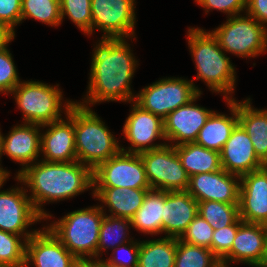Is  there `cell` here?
Wrapping results in <instances>:
<instances>
[{"mask_svg": "<svg viewBox=\"0 0 267 267\" xmlns=\"http://www.w3.org/2000/svg\"><path fill=\"white\" fill-rule=\"evenodd\" d=\"M198 214L215 230L234 224L239 218V204L217 201L198 202Z\"/></svg>", "mask_w": 267, "mask_h": 267, "instance_id": "cell-31", "label": "cell"}, {"mask_svg": "<svg viewBox=\"0 0 267 267\" xmlns=\"http://www.w3.org/2000/svg\"><path fill=\"white\" fill-rule=\"evenodd\" d=\"M164 205L165 191L148 190L142 206L131 219V227L145 234H162Z\"/></svg>", "mask_w": 267, "mask_h": 267, "instance_id": "cell-26", "label": "cell"}, {"mask_svg": "<svg viewBox=\"0 0 267 267\" xmlns=\"http://www.w3.org/2000/svg\"><path fill=\"white\" fill-rule=\"evenodd\" d=\"M0 184V188L3 183ZM23 187L0 191V230L21 235L28 240L38 230L28 231L29 225L44 218L34 208L30 197Z\"/></svg>", "mask_w": 267, "mask_h": 267, "instance_id": "cell-12", "label": "cell"}, {"mask_svg": "<svg viewBox=\"0 0 267 267\" xmlns=\"http://www.w3.org/2000/svg\"><path fill=\"white\" fill-rule=\"evenodd\" d=\"M115 187L151 189L139 154L120 151L93 170V188Z\"/></svg>", "mask_w": 267, "mask_h": 267, "instance_id": "cell-10", "label": "cell"}, {"mask_svg": "<svg viewBox=\"0 0 267 267\" xmlns=\"http://www.w3.org/2000/svg\"><path fill=\"white\" fill-rule=\"evenodd\" d=\"M246 13L265 26L267 23V0H246Z\"/></svg>", "mask_w": 267, "mask_h": 267, "instance_id": "cell-41", "label": "cell"}, {"mask_svg": "<svg viewBox=\"0 0 267 267\" xmlns=\"http://www.w3.org/2000/svg\"><path fill=\"white\" fill-rule=\"evenodd\" d=\"M40 127L39 124L23 123L14 126L7 136L2 137V154L22 165L17 175L35 160L38 161L41 152Z\"/></svg>", "mask_w": 267, "mask_h": 267, "instance_id": "cell-21", "label": "cell"}, {"mask_svg": "<svg viewBox=\"0 0 267 267\" xmlns=\"http://www.w3.org/2000/svg\"><path fill=\"white\" fill-rule=\"evenodd\" d=\"M187 38L198 71L196 79L203 80L212 92L225 94L226 101L232 100L231 92H234L236 82L235 68L216 38L211 32L194 27L188 29Z\"/></svg>", "mask_w": 267, "mask_h": 267, "instance_id": "cell-4", "label": "cell"}, {"mask_svg": "<svg viewBox=\"0 0 267 267\" xmlns=\"http://www.w3.org/2000/svg\"><path fill=\"white\" fill-rule=\"evenodd\" d=\"M61 18L67 15L84 34H92L91 0H60Z\"/></svg>", "mask_w": 267, "mask_h": 267, "instance_id": "cell-34", "label": "cell"}, {"mask_svg": "<svg viewBox=\"0 0 267 267\" xmlns=\"http://www.w3.org/2000/svg\"><path fill=\"white\" fill-rule=\"evenodd\" d=\"M262 265L267 267V247H266V255H265V258H264Z\"/></svg>", "mask_w": 267, "mask_h": 267, "instance_id": "cell-46", "label": "cell"}, {"mask_svg": "<svg viewBox=\"0 0 267 267\" xmlns=\"http://www.w3.org/2000/svg\"><path fill=\"white\" fill-rule=\"evenodd\" d=\"M2 137H3V135L1 134V132H0V160H1V157H2ZM0 166H1V164H0ZM0 171L7 177V178H9V176H10V174H9V172L7 171V170H5V169H3L2 168V166L0 167Z\"/></svg>", "mask_w": 267, "mask_h": 267, "instance_id": "cell-44", "label": "cell"}, {"mask_svg": "<svg viewBox=\"0 0 267 267\" xmlns=\"http://www.w3.org/2000/svg\"><path fill=\"white\" fill-rule=\"evenodd\" d=\"M239 216L246 223L267 225V165L240 177Z\"/></svg>", "mask_w": 267, "mask_h": 267, "instance_id": "cell-15", "label": "cell"}, {"mask_svg": "<svg viewBox=\"0 0 267 267\" xmlns=\"http://www.w3.org/2000/svg\"><path fill=\"white\" fill-rule=\"evenodd\" d=\"M20 82L10 51L7 47L0 50V93H11Z\"/></svg>", "mask_w": 267, "mask_h": 267, "instance_id": "cell-36", "label": "cell"}, {"mask_svg": "<svg viewBox=\"0 0 267 267\" xmlns=\"http://www.w3.org/2000/svg\"><path fill=\"white\" fill-rule=\"evenodd\" d=\"M174 267H221L209 248L191 245L177 238Z\"/></svg>", "mask_w": 267, "mask_h": 267, "instance_id": "cell-30", "label": "cell"}, {"mask_svg": "<svg viewBox=\"0 0 267 267\" xmlns=\"http://www.w3.org/2000/svg\"><path fill=\"white\" fill-rule=\"evenodd\" d=\"M21 4L22 0H0V22L13 31L21 22Z\"/></svg>", "mask_w": 267, "mask_h": 267, "instance_id": "cell-40", "label": "cell"}, {"mask_svg": "<svg viewBox=\"0 0 267 267\" xmlns=\"http://www.w3.org/2000/svg\"><path fill=\"white\" fill-rule=\"evenodd\" d=\"M240 176L224 169L189 177L187 192L197 201L239 204Z\"/></svg>", "mask_w": 267, "mask_h": 267, "instance_id": "cell-14", "label": "cell"}, {"mask_svg": "<svg viewBox=\"0 0 267 267\" xmlns=\"http://www.w3.org/2000/svg\"><path fill=\"white\" fill-rule=\"evenodd\" d=\"M200 95L198 94L187 105L180 106L163 119L165 138L173 143L176 141L174 146L195 142L200 129L214 112L193 103Z\"/></svg>", "mask_w": 267, "mask_h": 267, "instance_id": "cell-18", "label": "cell"}, {"mask_svg": "<svg viewBox=\"0 0 267 267\" xmlns=\"http://www.w3.org/2000/svg\"><path fill=\"white\" fill-rule=\"evenodd\" d=\"M94 48L88 95L84 102L77 103L88 108L89 104L103 101H134L130 84L137 60L127 41L124 38H101Z\"/></svg>", "mask_w": 267, "mask_h": 267, "instance_id": "cell-1", "label": "cell"}, {"mask_svg": "<svg viewBox=\"0 0 267 267\" xmlns=\"http://www.w3.org/2000/svg\"><path fill=\"white\" fill-rule=\"evenodd\" d=\"M266 247L267 225L243 222L237 230L231 250L220 260L221 267H229V262L262 266Z\"/></svg>", "mask_w": 267, "mask_h": 267, "instance_id": "cell-16", "label": "cell"}, {"mask_svg": "<svg viewBox=\"0 0 267 267\" xmlns=\"http://www.w3.org/2000/svg\"><path fill=\"white\" fill-rule=\"evenodd\" d=\"M232 117L225 114L213 112L205 125L200 129L196 144L207 149L221 152L224 144L238 124V102L234 98L227 100Z\"/></svg>", "mask_w": 267, "mask_h": 267, "instance_id": "cell-23", "label": "cell"}, {"mask_svg": "<svg viewBox=\"0 0 267 267\" xmlns=\"http://www.w3.org/2000/svg\"><path fill=\"white\" fill-rule=\"evenodd\" d=\"M103 208L93 206L75 210L47 228L79 261L94 260L97 258L100 227L105 215Z\"/></svg>", "mask_w": 267, "mask_h": 267, "instance_id": "cell-5", "label": "cell"}, {"mask_svg": "<svg viewBox=\"0 0 267 267\" xmlns=\"http://www.w3.org/2000/svg\"><path fill=\"white\" fill-rule=\"evenodd\" d=\"M65 103L64 114L74 122L77 161L94 170L121 151L119 142L90 107L68 100Z\"/></svg>", "mask_w": 267, "mask_h": 267, "instance_id": "cell-3", "label": "cell"}, {"mask_svg": "<svg viewBox=\"0 0 267 267\" xmlns=\"http://www.w3.org/2000/svg\"><path fill=\"white\" fill-rule=\"evenodd\" d=\"M21 239L0 230V267H25L26 240Z\"/></svg>", "mask_w": 267, "mask_h": 267, "instance_id": "cell-33", "label": "cell"}, {"mask_svg": "<svg viewBox=\"0 0 267 267\" xmlns=\"http://www.w3.org/2000/svg\"><path fill=\"white\" fill-rule=\"evenodd\" d=\"M7 179V177L0 171V184Z\"/></svg>", "mask_w": 267, "mask_h": 267, "instance_id": "cell-45", "label": "cell"}, {"mask_svg": "<svg viewBox=\"0 0 267 267\" xmlns=\"http://www.w3.org/2000/svg\"><path fill=\"white\" fill-rule=\"evenodd\" d=\"M144 163L151 189L162 191H185L189 176L181 164L173 144L139 153Z\"/></svg>", "mask_w": 267, "mask_h": 267, "instance_id": "cell-9", "label": "cell"}, {"mask_svg": "<svg viewBox=\"0 0 267 267\" xmlns=\"http://www.w3.org/2000/svg\"><path fill=\"white\" fill-rule=\"evenodd\" d=\"M174 147L189 177L222 170L220 152L218 151L207 149L195 142Z\"/></svg>", "mask_w": 267, "mask_h": 267, "instance_id": "cell-27", "label": "cell"}, {"mask_svg": "<svg viewBox=\"0 0 267 267\" xmlns=\"http://www.w3.org/2000/svg\"><path fill=\"white\" fill-rule=\"evenodd\" d=\"M243 221L239 218L234 224L215 229L212 237V253L221 260L232 248L237 230Z\"/></svg>", "mask_w": 267, "mask_h": 267, "instance_id": "cell-37", "label": "cell"}, {"mask_svg": "<svg viewBox=\"0 0 267 267\" xmlns=\"http://www.w3.org/2000/svg\"><path fill=\"white\" fill-rule=\"evenodd\" d=\"M198 94L202 93L195 87L193 80L168 77L141 89L134 102L143 110L164 119L180 106L187 105Z\"/></svg>", "mask_w": 267, "mask_h": 267, "instance_id": "cell-8", "label": "cell"}, {"mask_svg": "<svg viewBox=\"0 0 267 267\" xmlns=\"http://www.w3.org/2000/svg\"><path fill=\"white\" fill-rule=\"evenodd\" d=\"M220 158L222 169L240 177L265 166L255 154L249 135L239 123L224 144Z\"/></svg>", "mask_w": 267, "mask_h": 267, "instance_id": "cell-19", "label": "cell"}, {"mask_svg": "<svg viewBox=\"0 0 267 267\" xmlns=\"http://www.w3.org/2000/svg\"><path fill=\"white\" fill-rule=\"evenodd\" d=\"M120 251H124L128 255V260L123 257H117L116 254L121 253ZM139 251L140 241L132 240L113 249L112 257L107 258V261H102L110 267H138Z\"/></svg>", "mask_w": 267, "mask_h": 267, "instance_id": "cell-38", "label": "cell"}, {"mask_svg": "<svg viewBox=\"0 0 267 267\" xmlns=\"http://www.w3.org/2000/svg\"><path fill=\"white\" fill-rule=\"evenodd\" d=\"M40 81H21L10 94L15 96L24 123L44 125L61 120L62 92ZM57 87V88H56Z\"/></svg>", "mask_w": 267, "mask_h": 267, "instance_id": "cell-7", "label": "cell"}, {"mask_svg": "<svg viewBox=\"0 0 267 267\" xmlns=\"http://www.w3.org/2000/svg\"><path fill=\"white\" fill-rule=\"evenodd\" d=\"M75 267H104L102 259L79 261Z\"/></svg>", "mask_w": 267, "mask_h": 267, "instance_id": "cell-43", "label": "cell"}, {"mask_svg": "<svg viewBox=\"0 0 267 267\" xmlns=\"http://www.w3.org/2000/svg\"><path fill=\"white\" fill-rule=\"evenodd\" d=\"M27 18L49 26H59L62 22L60 0H22L21 21Z\"/></svg>", "mask_w": 267, "mask_h": 267, "instance_id": "cell-32", "label": "cell"}, {"mask_svg": "<svg viewBox=\"0 0 267 267\" xmlns=\"http://www.w3.org/2000/svg\"><path fill=\"white\" fill-rule=\"evenodd\" d=\"M43 229L26 241L25 267L32 263L34 267H75L79 260L47 227Z\"/></svg>", "mask_w": 267, "mask_h": 267, "instance_id": "cell-17", "label": "cell"}, {"mask_svg": "<svg viewBox=\"0 0 267 267\" xmlns=\"http://www.w3.org/2000/svg\"><path fill=\"white\" fill-rule=\"evenodd\" d=\"M177 238L140 241L138 267H174Z\"/></svg>", "mask_w": 267, "mask_h": 267, "instance_id": "cell-28", "label": "cell"}, {"mask_svg": "<svg viewBox=\"0 0 267 267\" xmlns=\"http://www.w3.org/2000/svg\"><path fill=\"white\" fill-rule=\"evenodd\" d=\"M210 32L227 53L248 58L267 51V27L247 14L228 17L225 23Z\"/></svg>", "mask_w": 267, "mask_h": 267, "instance_id": "cell-6", "label": "cell"}, {"mask_svg": "<svg viewBox=\"0 0 267 267\" xmlns=\"http://www.w3.org/2000/svg\"><path fill=\"white\" fill-rule=\"evenodd\" d=\"M135 0H91L92 33L103 31L102 38H128L135 34Z\"/></svg>", "mask_w": 267, "mask_h": 267, "instance_id": "cell-11", "label": "cell"}, {"mask_svg": "<svg viewBox=\"0 0 267 267\" xmlns=\"http://www.w3.org/2000/svg\"><path fill=\"white\" fill-rule=\"evenodd\" d=\"M238 123L249 135L257 157L267 165V110L253 108L250 98L238 102Z\"/></svg>", "mask_w": 267, "mask_h": 267, "instance_id": "cell-25", "label": "cell"}, {"mask_svg": "<svg viewBox=\"0 0 267 267\" xmlns=\"http://www.w3.org/2000/svg\"><path fill=\"white\" fill-rule=\"evenodd\" d=\"M198 214V202L185 191H165L164 228L166 237L180 238Z\"/></svg>", "mask_w": 267, "mask_h": 267, "instance_id": "cell-22", "label": "cell"}, {"mask_svg": "<svg viewBox=\"0 0 267 267\" xmlns=\"http://www.w3.org/2000/svg\"><path fill=\"white\" fill-rule=\"evenodd\" d=\"M16 179L30 188V200L44 218L52 215L42 209L43 203L65 200L93 187V170L79 161H39L27 166Z\"/></svg>", "mask_w": 267, "mask_h": 267, "instance_id": "cell-2", "label": "cell"}, {"mask_svg": "<svg viewBox=\"0 0 267 267\" xmlns=\"http://www.w3.org/2000/svg\"><path fill=\"white\" fill-rule=\"evenodd\" d=\"M132 103V111L123 126V134L131 143V147L128 150L121 147V151L139 154L166 145L167 143L165 142L161 144L152 143L159 138L166 140L163 119L149 111L143 110L134 101Z\"/></svg>", "mask_w": 267, "mask_h": 267, "instance_id": "cell-13", "label": "cell"}, {"mask_svg": "<svg viewBox=\"0 0 267 267\" xmlns=\"http://www.w3.org/2000/svg\"><path fill=\"white\" fill-rule=\"evenodd\" d=\"M150 189L93 188V197L108 206L109 216L132 219Z\"/></svg>", "mask_w": 267, "mask_h": 267, "instance_id": "cell-24", "label": "cell"}, {"mask_svg": "<svg viewBox=\"0 0 267 267\" xmlns=\"http://www.w3.org/2000/svg\"><path fill=\"white\" fill-rule=\"evenodd\" d=\"M213 233L214 229L197 214L179 239L191 245L209 248L212 251Z\"/></svg>", "mask_w": 267, "mask_h": 267, "instance_id": "cell-35", "label": "cell"}, {"mask_svg": "<svg viewBox=\"0 0 267 267\" xmlns=\"http://www.w3.org/2000/svg\"><path fill=\"white\" fill-rule=\"evenodd\" d=\"M198 5L204 7L206 13L211 9L227 13L229 17L240 15L246 11V0H195Z\"/></svg>", "mask_w": 267, "mask_h": 267, "instance_id": "cell-39", "label": "cell"}, {"mask_svg": "<svg viewBox=\"0 0 267 267\" xmlns=\"http://www.w3.org/2000/svg\"><path fill=\"white\" fill-rule=\"evenodd\" d=\"M129 225L131 226L130 219L112 217L105 213L100 227L97 258L100 257V253L106 251V249H115L119 245L132 241V238H126L127 235H129Z\"/></svg>", "mask_w": 267, "mask_h": 267, "instance_id": "cell-29", "label": "cell"}, {"mask_svg": "<svg viewBox=\"0 0 267 267\" xmlns=\"http://www.w3.org/2000/svg\"><path fill=\"white\" fill-rule=\"evenodd\" d=\"M67 120L61 119L55 122L41 125L48 127L41 134V153L46 162H73L77 161L75 148L74 122L65 115Z\"/></svg>", "mask_w": 267, "mask_h": 267, "instance_id": "cell-20", "label": "cell"}, {"mask_svg": "<svg viewBox=\"0 0 267 267\" xmlns=\"http://www.w3.org/2000/svg\"><path fill=\"white\" fill-rule=\"evenodd\" d=\"M15 37V31L10 29L6 24L0 22V50L8 47L10 41Z\"/></svg>", "mask_w": 267, "mask_h": 267, "instance_id": "cell-42", "label": "cell"}]
</instances>
